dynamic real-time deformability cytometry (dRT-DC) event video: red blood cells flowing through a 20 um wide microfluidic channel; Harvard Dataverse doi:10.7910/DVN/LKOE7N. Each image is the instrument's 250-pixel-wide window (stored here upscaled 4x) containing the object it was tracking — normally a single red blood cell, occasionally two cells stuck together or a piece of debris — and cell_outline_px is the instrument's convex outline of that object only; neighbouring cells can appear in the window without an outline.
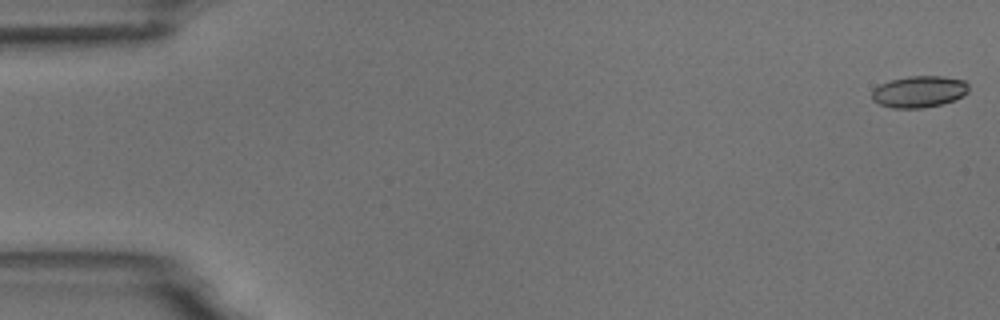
{"species": "common noctule bat (a hibernating species)", "species_latin": "Nyctalus noctula", "temperature_condition": "room temperature", "stored_images_in_passage": 54, "camera_frame_rate_fps": 3000, "um_per_image_px": 0.085, "animal": {"sex": "male", "body_mass_g": 18.8}, "frame": {"image": 1, "passage_image": 1, "time_ms": 0.0, "image_size_px": [1000, 320], "cell_outline_px": [[968, 92], [964, 96], [940, 104], [924, 108], [892, 108], [880, 104], [872, 100], [872, 92], [880, 84], [892, 80], [908, 76], [944, 76], [964, 80], [968, 84]], "centroid_in_image_um": [78.14, 7.79], "position_along_channel_um": 6.9, "area_um2": 17.74}}
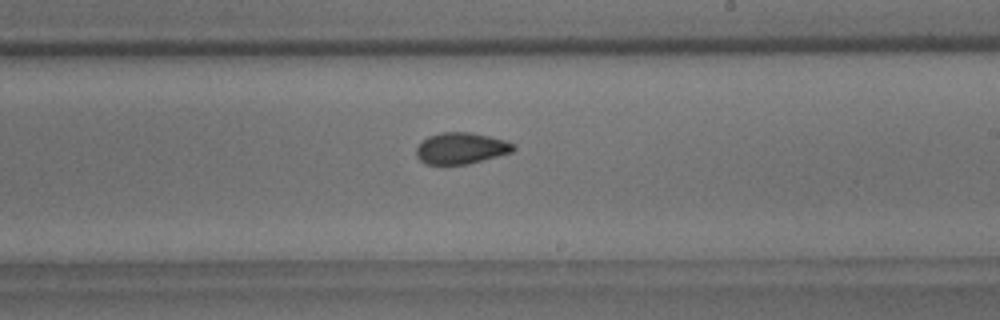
{"frame": {"image": 2, "passage_image": 32, "time_ms": 10.333, "image_size_px": [1000, 320], "cell_outline_px": [[516, 148], [512, 152], [468, 164], [444, 168], [424, 164], [416, 156], [416, 148], [428, 136], [440, 132], [472, 132], [504, 140], [516, 144]], "centroid_in_image_um": [39.15, 12.65], "position_along_channel_um": 249.9, "area_um2": 18.38}}
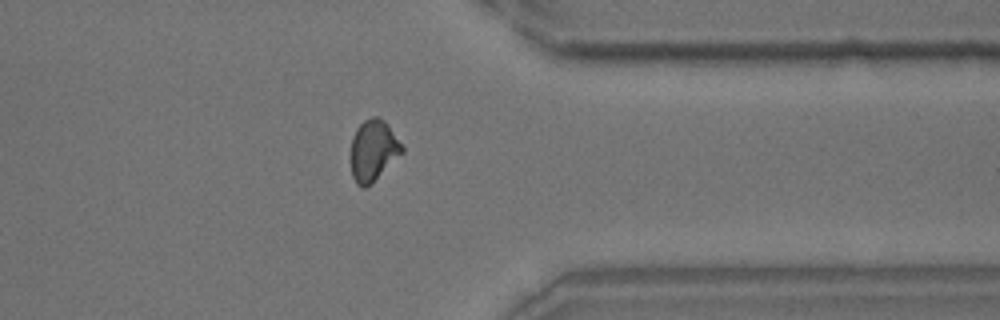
{"frame": {"image": 3, "passage_image": 43, "time_ms": 14.0, "image_size_px": [1000, 320], "cell_outline_px": [[404, 152], [364, 188], [356, 184], [352, 176], [352, 136], [356, 128], [364, 120], [372, 116], [376, 116], [384, 120], [388, 124], [404, 148]], "centroid_in_image_um": [31.73, 12.74], "position_along_channel_um": 379.7, "area_um2": 17.86}, "authors_computed_cell_mechanics": {"area_um2": 17.918, "velocity_mm_per_s": 3.7483, "shape_relaxation_time_tau1_ms": null, "shape_relaxation_time_tau2_ms": 1.7133, "deformation_change_tau1": null, "deformation_change_tau2": 0.0719}}